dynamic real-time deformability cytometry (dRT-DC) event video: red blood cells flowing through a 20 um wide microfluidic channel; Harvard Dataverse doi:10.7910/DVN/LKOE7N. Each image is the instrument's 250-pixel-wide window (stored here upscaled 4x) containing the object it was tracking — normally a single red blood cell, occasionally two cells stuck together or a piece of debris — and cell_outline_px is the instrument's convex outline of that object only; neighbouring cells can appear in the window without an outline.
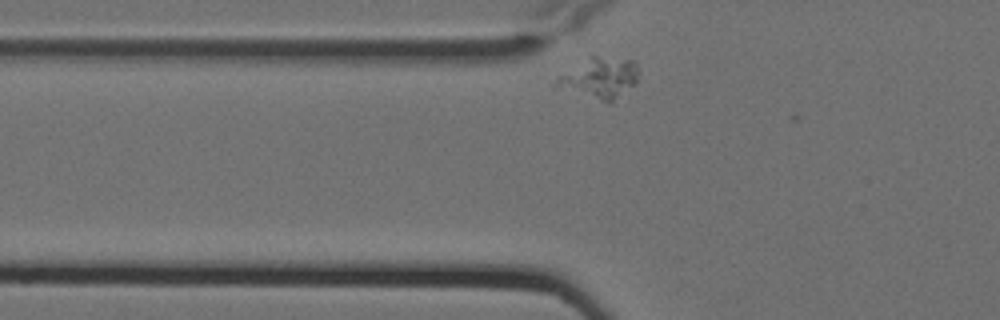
{"species": "Egyptian fruit bat (a non-hibernating species)", "species_latin": "Rousettus aegyptiacus", "temperature_condition": "cold", "stored_images_in_passage": 4, "camera_frame_rate_fps": 3000, "um_per_image_px": 0.085, "animal": {"sex": "female"}, "frame": {"image": 1, "passage_image": 4, "time_ms": 1.0, "image_size_px": [1000, 320], "cell_outline_px": [[640, 72], [636, 80], [632, 84], [608, 104], [552, 88], [552, 84], [560, 76], [592, 52], [632, 60], [640, 68]], "centroid_in_image_um": [50.89, 6.59], "position_along_channel_um": 74.9, "area_um2": 20.4}}